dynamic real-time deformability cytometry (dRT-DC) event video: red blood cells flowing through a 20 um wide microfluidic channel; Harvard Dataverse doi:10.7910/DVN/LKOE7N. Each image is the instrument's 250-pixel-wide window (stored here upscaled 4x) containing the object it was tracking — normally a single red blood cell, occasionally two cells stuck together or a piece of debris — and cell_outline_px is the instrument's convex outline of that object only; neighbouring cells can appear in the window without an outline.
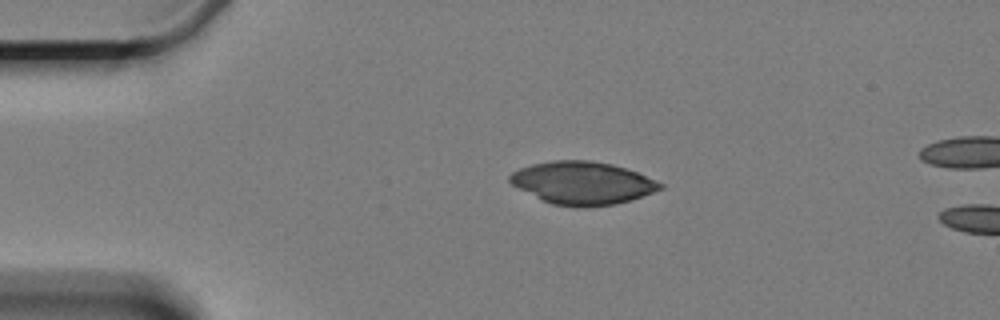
{"species": "Egyptian fruit bat (a non-hibernating species)", "species_latin": "Rousettus aegyptiacus", "temperature_condition": "cold", "stored_images_in_passage": 2, "camera_frame_rate_fps": 3000, "um_per_image_px": 0.085, "animal": {"sex": "female"}, "frame": {"image": 1, "passage_image": 1, "time_ms": 0.0, "image_size_px": [1000, 320], "cell_outline_px": [[664, 188], [632, 200], [616, 204], [588, 208], [576, 208], [552, 204], [512, 184], [508, 180], [508, 176], [512, 172], [520, 168], [532, 164], [552, 160], [592, 160], [612, 164], [636, 172], [656, 180], [664, 184]], "centroid_in_image_um": [49.54, 15.56], "position_along_channel_um": 35.5, "area_um2": 37.57}}